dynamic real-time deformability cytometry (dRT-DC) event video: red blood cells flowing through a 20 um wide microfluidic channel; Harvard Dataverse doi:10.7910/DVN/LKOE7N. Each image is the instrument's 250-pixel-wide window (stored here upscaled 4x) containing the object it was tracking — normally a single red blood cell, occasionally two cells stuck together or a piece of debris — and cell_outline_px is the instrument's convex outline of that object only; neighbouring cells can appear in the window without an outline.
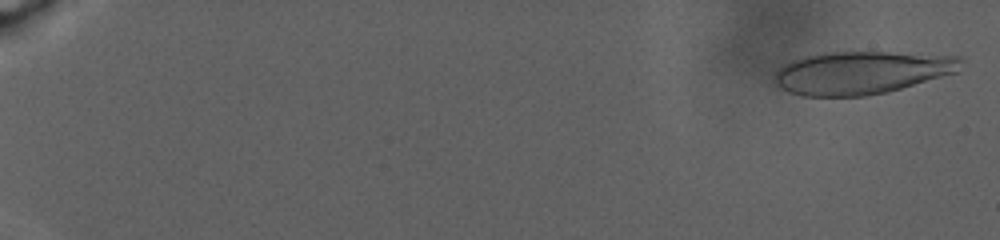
{"species": "human", "species_latin": "Homo sapiens", "temperature_condition": "warm", "stored_images_in_passage": 95, "camera_frame_rate_fps": 3000, "um_per_image_px": 0.085, "donor": {"sex": "male"}, "frame": {"image": 1, "passage_image": 2, "time_ms": 0.333, "image_size_px": [1000, 240], "cell_outline_px": [[964, 60], [956, 72], [900, 88], [884, 92], [864, 96], [800, 96], [788, 92], [780, 88], [776, 84], [776, 72], [784, 64], [792, 60], [804, 56], [824, 52], [888, 52], [964, 56]], "centroid_in_image_um": [73.22, 6.16], "position_along_channel_um": 11.8, "area_um2": 46.36}}
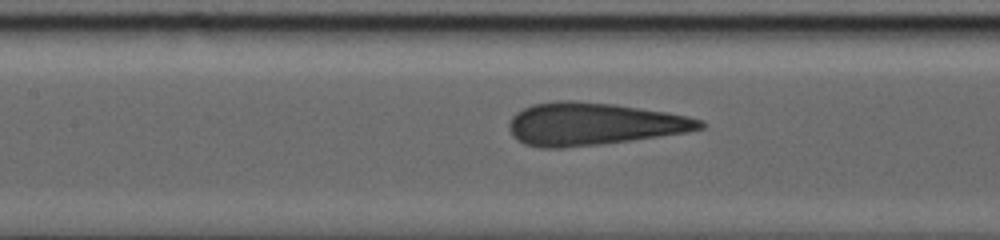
{"frame": {"image": 2, "passage_image": 55, "time_ms": 15.667, "image_size_px": [1000, 240], "cell_outline_px": [[704, 128], [684, 132], [632, 140], [600, 144], [564, 148], [540, 148], [524, 144], [512, 136], [508, 128], [508, 124], [512, 116], [516, 112], [532, 104], [556, 100], [572, 100], [616, 104], [668, 112], [688, 116], [704, 120]], "centroid_in_image_um": [50.4, 10.53], "position_along_channel_um": 157.0, "area_um2": 47.57}}
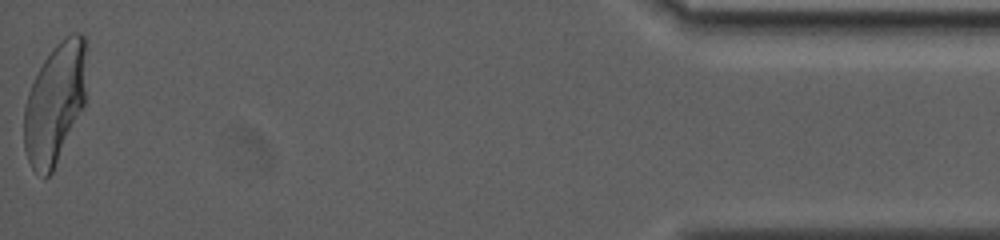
{"frame": {"image": 3, "passage_image": 95, "time_ms": 30.333, "image_size_px": [1000, 240], "cell_outline_px": [[88, 48], [84, 104], [52, 172], [48, 176], [44, 176], [32, 168], [28, 160], [24, 148], [24, 108], [28, 92], [44, 60], [52, 48], [64, 36], [72, 32], [84, 32], [88, 40]], "centroid_in_image_um": [4.71, 8.66], "position_along_channel_um": 430.5, "area_um2": 44.1}, "authors_computed_cell_mechanics": {"area_um2": 46.4712, "velocity_mm_per_s": 2.3626, "shape_relaxation_time_tau1_ms": 8.4384, "shape_relaxation_time_tau2_ms": null, "deformation_change_tau1": 0.2453, "deformation_change_tau2": null}}